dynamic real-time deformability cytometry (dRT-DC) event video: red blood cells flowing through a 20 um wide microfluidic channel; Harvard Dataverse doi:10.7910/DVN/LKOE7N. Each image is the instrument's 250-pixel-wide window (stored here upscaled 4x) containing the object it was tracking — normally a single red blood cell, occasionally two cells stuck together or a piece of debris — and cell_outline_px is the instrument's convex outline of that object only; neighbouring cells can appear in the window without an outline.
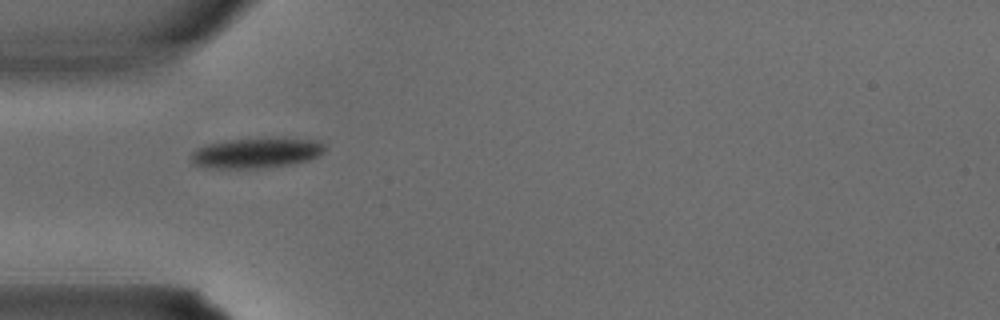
{"species": "common noctule bat (a hibernating species)", "species_latin": "Nyctalus noctula", "temperature_condition": "warm", "stored_images_in_passage": 2, "camera_frame_rate_fps": 3000, "um_per_image_px": 0.085, "animal": {"sex": "male", "body_mass_g": 15.6}, "frame": {"image": 1, "passage_image": 2, "time_ms": 0.333, "image_size_px": [1000, 320], "cell_outline_px": [[324, 152], [308, 160], [288, 164], [264, 168], [204, 168], [192, 164], [188, 156], [196, 148], [204, 144], [232, 140], [316, 140], [324, 144]], "centroid_in_image_um": [21.65, 13.04], "position_along_channel_um": 63.4, "area_um2": 22.95}}